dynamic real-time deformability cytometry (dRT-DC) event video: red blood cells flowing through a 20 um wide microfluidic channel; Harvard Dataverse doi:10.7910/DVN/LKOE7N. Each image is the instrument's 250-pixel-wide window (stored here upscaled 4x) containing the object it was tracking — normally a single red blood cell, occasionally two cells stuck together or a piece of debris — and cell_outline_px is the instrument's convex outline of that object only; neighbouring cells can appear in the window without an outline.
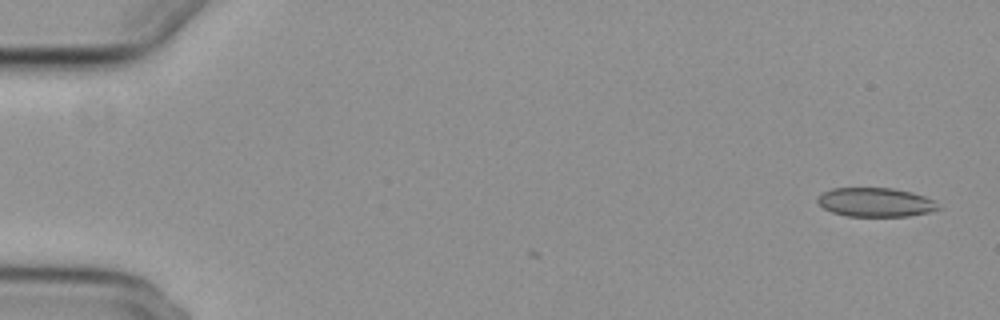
{"species": "common noctule bat (a hibernating species)", "species_latin": "Nyctalus noctula", "temperature_condition": "cold", "stored_images_in_passage": 3, "camera_frame_rate_fps": 3000, "um_per_image_px": 0.085, "animal": {"sex": "female", "body_mass_g": 29.2, "forearm_length_mm": 56.3}, "frame": {"image": 1, "passage_image": 1, "time_ms": 0.0, "image_size_px": [1000, 320], "cell_outline_px": [[944, 208], [928, 212], [908, 216], [848, 216], [832, 212], [824, 208], [816, 200], [816, 196], [832, 188], [892, 188], [912, 192], [936, 200]], "centroid_in_image_um": [74.46, 17.19], "position_along_channel_um": 10.5, "area_um2": 20.58}}